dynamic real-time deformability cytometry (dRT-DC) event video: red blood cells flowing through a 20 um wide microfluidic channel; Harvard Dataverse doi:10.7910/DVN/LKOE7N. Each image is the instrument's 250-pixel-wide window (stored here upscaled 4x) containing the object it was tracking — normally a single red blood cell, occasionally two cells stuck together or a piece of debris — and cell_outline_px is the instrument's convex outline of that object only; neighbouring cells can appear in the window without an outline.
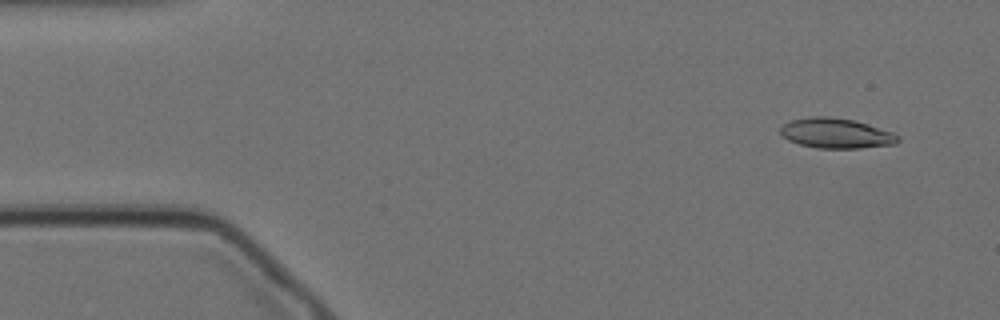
{"species": "Egyptian fruit bat (a non-hibernating species)", "species_latin": "Rousettus aegyptiacus", "temperature_condition": "cold", "stored_images_in_passage": 55, "camera_frame_rate_fps": 3000, "um_per_image_px": 0.085, "animal": {"sex": "female"}, "frame": {"image": 1, "passage_image": 4, "time_ms": 1.0, "image_size_px": [1000, 320], "cell_outline_px": [[900, 140], [896, 144], [860, 148], [816, 148], [800, 144], [788, 140], [780, 132], [780, 128], [784, 124], [792, 120], [808, 116], [828, 116], [856, 120], [892, 132], [900, 136]], "centroid_in_image_um": [71.09, 11.32], "position_along_channel_um": 13.9, "area_um2": 20.69}}
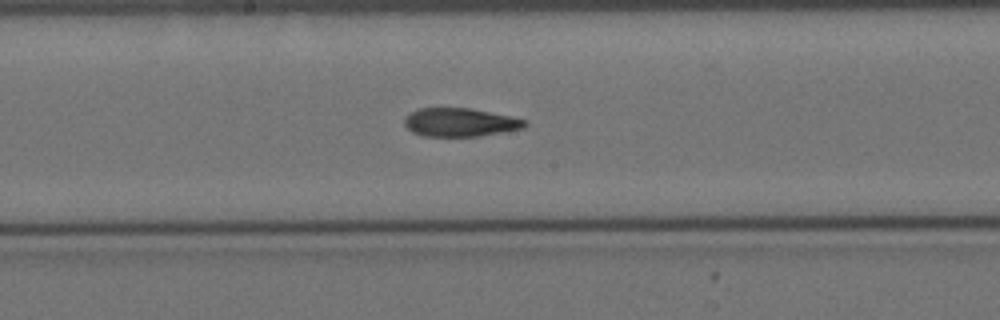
{"frame": {"image": 2, "passage_image": 29, "time_ms": 9.333, "image_size_px": [1000, 320], "cell_outline_px": [[528, 124], [524, 128], [480, 136], [424, 136], [412, 132], [404, 124], [404, 116], [408, 112], [416, 108], [468, 108], [528, 120]], "centroid_in_image_um": [39.06, 10.39], "position_along_channel_um": 209.1, "area_um2": 20.0}}
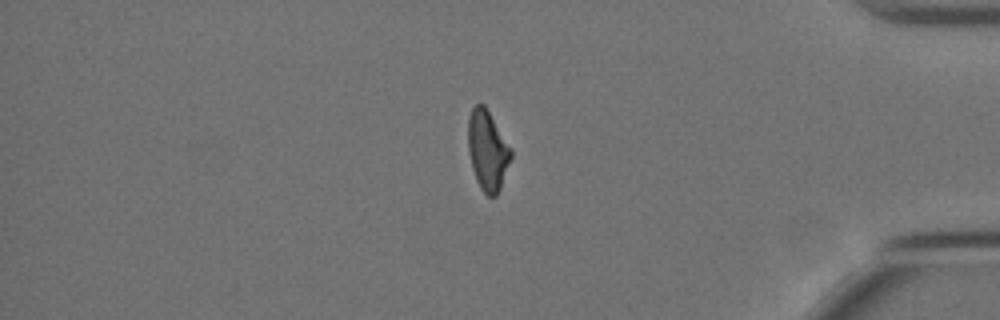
{"frame": {"image": 3, "passage_image": 48, "time_ms": 15.667, "image_size_px": [1000, 320], "cell_outline_px": [[512, 156], [500, 188], [496, 196], [488, 196], [480, 188], [476, 180], [472, 168], [468, 152], [468, 120], [472, 108], [476, 104], [484, 104], [512, 148]], "centroid_in_image_um": [41.44, 12.78], "position_along_channel_um": 393.8, "area_um2": 20.0}, "authors_computed_cell_mechanics": {"area_um2": 20.7502, "velocity_mm_per_s": 3.4534, "shape_relaxation_time_tau1_ms": 7.8447, "shape_relaxation_time_tau2_ms": 3.3098, "deformation_change_tau1": 0.2058, "deformation_change_tau2": 0.1099}}